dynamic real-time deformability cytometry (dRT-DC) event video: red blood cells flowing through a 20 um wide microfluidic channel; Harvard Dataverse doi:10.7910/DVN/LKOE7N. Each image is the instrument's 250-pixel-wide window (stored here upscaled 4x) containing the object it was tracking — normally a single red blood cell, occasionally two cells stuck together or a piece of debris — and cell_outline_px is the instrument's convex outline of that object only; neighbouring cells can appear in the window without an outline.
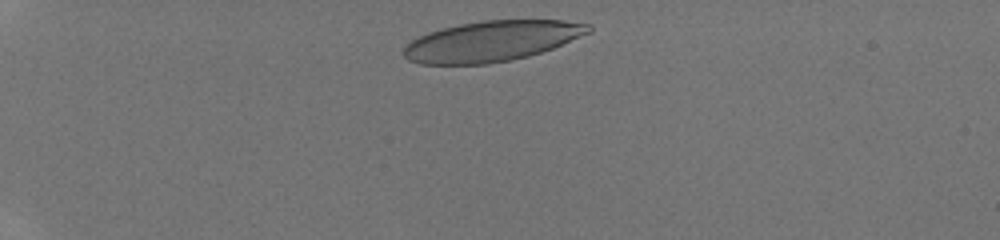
{"species": "human", "species_latin": "Homo sapiens", "temperature_condition": "room temperature", "stored_images_in_passage": 33, "camera_frame_rate_fps": 3000, "um_per_image_px": 0.085, "donor": {"sex": "male"}, "frame": {"image": 1, "passage_image": 2, "time_ms": 0.333, "image_size_px": [1000, 240], "cell_outline_px": [[592, 32], [552, 48], [528, 56], [488, 64], [420, 64], [408, 60], [404, 56], [404, 48], [412, 40], [428, 32], [460, 24], [484, 20], [564, 20], [592, 24]], "centroid_in_image_um": [41.83, 3.49], "position_along_channel_um": 43.2, "area_um2": 43.41}}
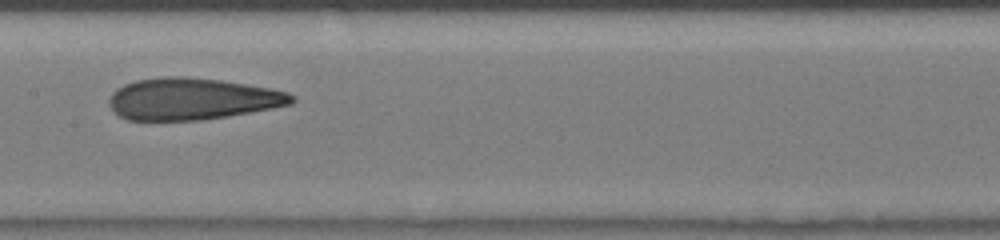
{"frame": {"image": 2, "passage_image": 16, "time_ms": 5.0, "image_size_px": [1000, 240], "cell_outline_px": [[296, 100], [292, 104], [272, 108], [228, 116], [200, 120], [128, 120], [112, 112], [108, 104], [108, 100], [112, 92], [116, 88], [124, 84], [136, 80], [164, 76], [184, 76], [220, 80], [272, 88], [288, 92], [296, 96]], "centroid_in_image_um": [16.32, 8.4], "position_along_channel_um": 191.1, "area_um2": 44.8}}
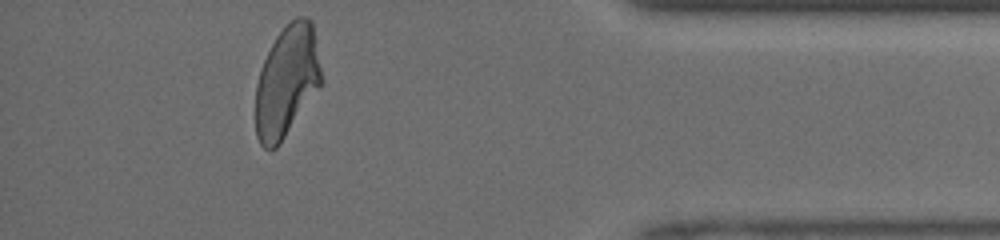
{"frame": {"image": 3, "passage_image": 32, "time_ms": 10.333, "image_size_px": [1000, 240], "cell_outline_px": [[320, 84], [280, 144], [276, 148], [264, 148], [260, 144], [256, 136], [256, 84], [260, 68], [276, 36], [296, 16], [304, 16], [312, 20], [320, 68]], "centroid_in_image_um": [24.34, 6.91], "position_along_channel_um": 410.9, "area_um2": 41.79}}